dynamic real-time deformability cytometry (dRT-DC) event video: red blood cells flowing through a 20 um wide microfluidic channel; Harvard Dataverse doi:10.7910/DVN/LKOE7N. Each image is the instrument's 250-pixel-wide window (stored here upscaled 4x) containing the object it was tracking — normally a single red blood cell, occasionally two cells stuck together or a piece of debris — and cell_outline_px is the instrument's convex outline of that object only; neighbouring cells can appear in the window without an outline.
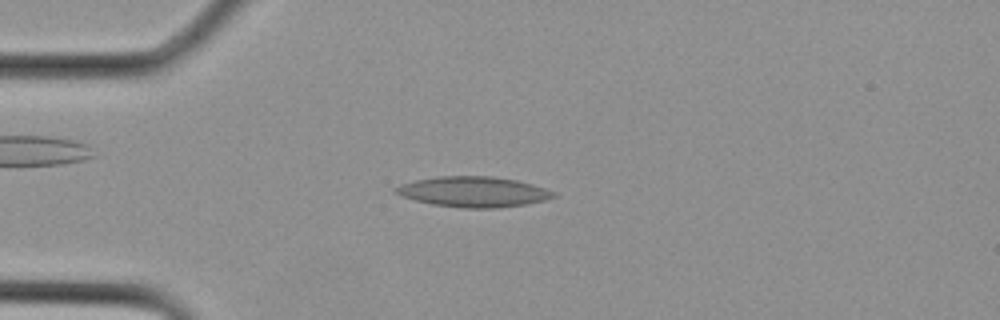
{"species": "Egyptian fruit bat (a non-hibernating species)", "species_latin": "Rousettus aegyptiacus", "temperature_condition": "cold", "stored_images_in_passage": 7, "camera_frame_rate_fps": 3000, "um_per_image_px": 0.085, "animal": {"sex": "female"}, "frame": {"image": 1, "passage_image": 2, "time_ms": 0.333, "image_size_px": [1000, 320], "cell_outline_px": [[560, 196], [528, 204], [496, 208], [460, 208], [432, 204], [400, 196], [392, 192], [392, 188], [400, 184], [416, 180], [440, 176], [492, 176], [516, 180], [532, 184], [556, 192]], "centroid_in_image_um": [40.23, 16.31], "position_along_channel_um": 44.8, "area_um2": 28.21}}
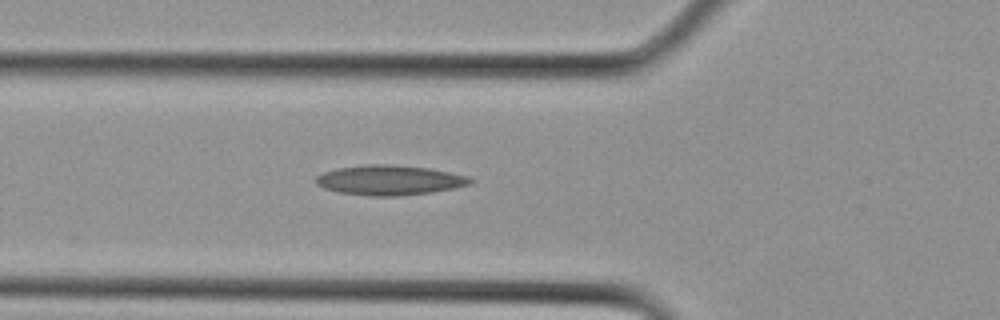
{"frame": {"image": 2, "passage_image": 5, "time_ms": 1.333, "image_size_px": [1000, 320], "cell_outline_px": [[472, 184], [432, 192], [396, 196], [372, 196], [340, 192], [324, 188], [316, 184], [316, 176], [324, 172], [336, 168], [364, 164], [392, 164], [428, 168], [468, 176], [472, 180]], "centroid_in_image_um": [33.09, 15.3], "position_along_channel_um": 92.7, "area_um2": 26.76}}
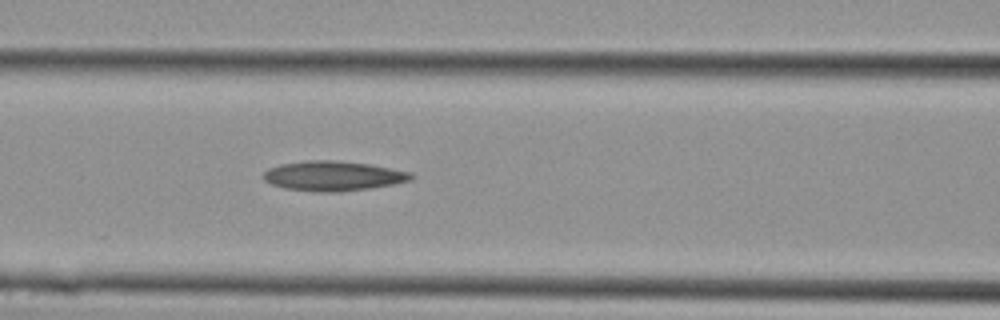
{"frame": {"image": 3, "passage_image": 7, "time_ms": 2.0, "image_size_px": [1000, 320], "cell_outline_px": [[416, 176], [412, 180], [396, 184], [372, 188], [340, 192], [320, 192], [284, 188], [272, 184], [264, 180], [260, 176], [268, 168], [280, 164], [308, 160], [336, 160], [368, 164], [412, 172]], "centroid_in_image_um": [28.34, 14.96], "position_along_channel_um": 138.3, "area_um2": 25.95}}